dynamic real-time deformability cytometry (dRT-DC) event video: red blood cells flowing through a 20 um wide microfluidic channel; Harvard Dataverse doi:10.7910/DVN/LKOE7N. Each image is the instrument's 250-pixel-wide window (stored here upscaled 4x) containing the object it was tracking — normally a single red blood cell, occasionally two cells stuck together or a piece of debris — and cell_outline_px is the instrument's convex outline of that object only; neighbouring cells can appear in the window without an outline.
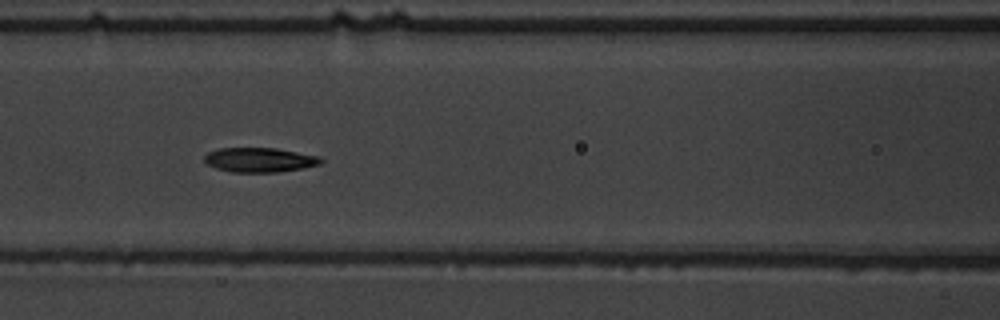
{"species": "common noctule bat (a hibernating species)", "species_latin": "Nyctalus noctula", "temperature_condition": "warm", "stored_images_in_passage": 5, "camera_frame_rate_fps": 3000, "um_per_image_px": 0.085, "animal": {"sex": "male", "body_mass_g": 19.5, "forearm_length_mm": 54.6}, "frame": {"image": 1, "passage_image": 4, "time_ms": 3.333, "image_size_px": [1000, 320], "cell_outline_px": [[324, 160], [320, 164], [300, 168], [276, 172], [232, 172], [216, 168], [208, 164], [204, 160], [204, 156], [208, 152], [220, 148], [276, 148], [320, 156]], "centroid_in_image_um": [22.07, 13.58], "position_along_channel_um": 144.5, "area_um2": 16.53}}
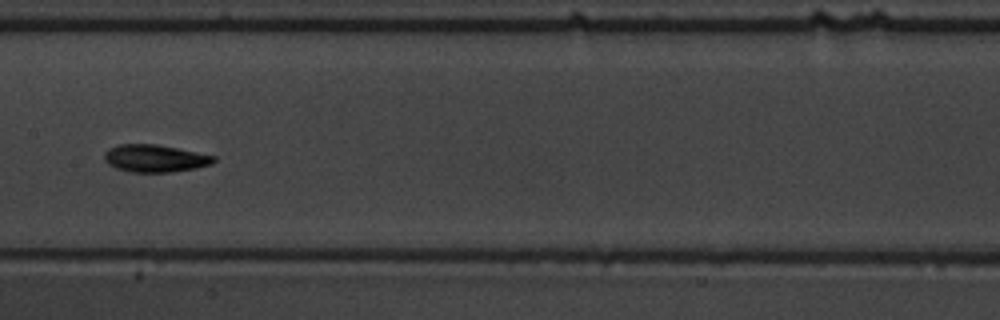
{"frame": {"image": 2, "passage_image": 5, "time_ms": 4.667, "image_size_px": [1000, 320], "cell_outline_px": [[216, 160], [212, 164], [196, 168], [172, 172], [132, 172], [116, 168], [108, 164], [104, 160], [104, 152], [108, 148], [120, 144], [156, 144], [216, 156]], "centroid_in_image_um": [13.16, 13.46], "position_along_channel_um": 194.2, "area_um2": 17.51}}